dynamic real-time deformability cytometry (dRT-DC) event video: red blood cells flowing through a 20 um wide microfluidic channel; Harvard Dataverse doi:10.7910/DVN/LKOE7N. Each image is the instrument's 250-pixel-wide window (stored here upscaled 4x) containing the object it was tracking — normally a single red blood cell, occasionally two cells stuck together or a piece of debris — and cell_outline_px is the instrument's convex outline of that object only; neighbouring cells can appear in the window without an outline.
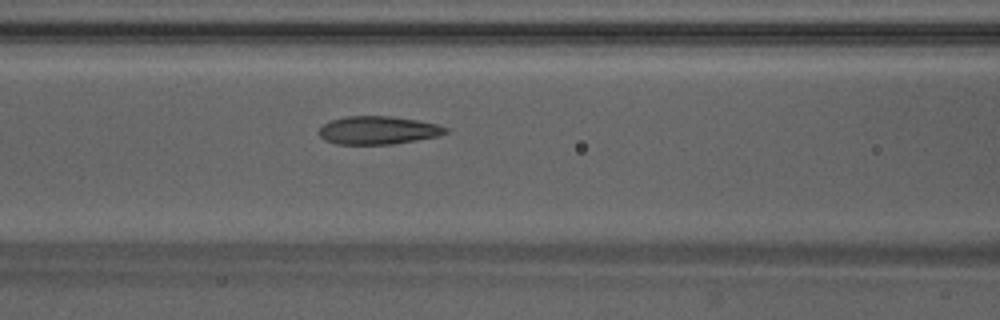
{"species": "Egyptian fruit bat (a non-hibernating species)", "species_latin": "Rousettus aegyptiacus", "temperature_condition": "warm", "stored_images_in_passage": 44, "camera_frame_rate_fps": 3000, "um_per_image_px": 0.085, "animal": {"sex": "male"}, "frame": {"image": 1, "passage_image": 16, "time_ms": 5.0, "image_size_px": [1000, 320], "cell_outline_px": [[448, 132], [436, 136], [416, 140], [392, 144], [336, 144], [324, 140], [320, 136], [320, 128], [328, 120], [344, 116], [392, 116], [416, 120], [436, 124], [448, 128]], "centroid_in_image_um": [32.1, 11.06], "position_along_channel_um": 134.5, "area_um2": 20.69}}
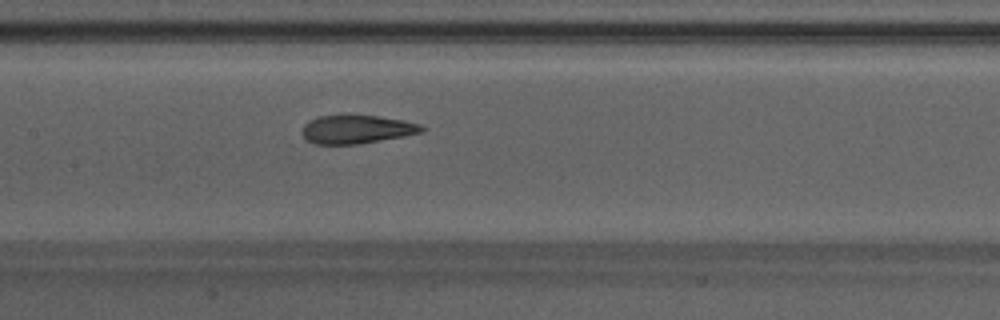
{"frame": {"image": 2, "passage_image": 19, "time_ms": 6.0, "image_size_px": [1000, 320], "cell_outline_px": [[428, 128], [424, 132], [404, 136], [356, 144], [316, 144], [308, 140], [304, 136], [304, 124], [308, 120], [320, 116], [344, 112], [380, 116], [404, 120], [420, 124]], "centroid_in_image_um": [30.36, 10.94], "position_along_channel_um": 177.0, "area_um2": 20.46}}
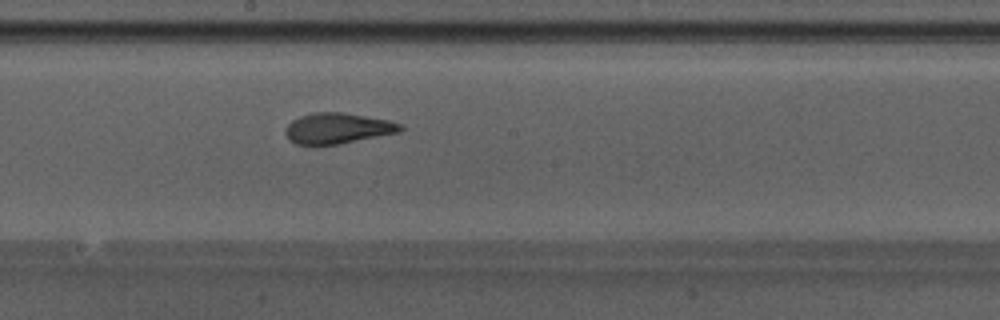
{"frame": {"image": 3, "passage_image": 22, "time_ms": 7.0, "image_size_px": [1000, 320], "cell_outline_px": [[404, 128], [400, 132], [340, 144], [316, 148], [296, 144], [288, 140], [284, 132], [288, 124], [292, 120], [300, 116], [312, 112], [344, 112], [388, 120], [400, 124]], "centroid_in_image_um": [28.63, 10.94], "position_along_channel_um": 219.6, "area_um2": 21.21}, "authors_computed_cell_mechanics": {"area_um2": 20.8369, "velocity_mm_per_s": 4.2574, "shape_relaxation_time_tau1_ms": 5.6787, "shape_relaxation_time_tau2_ms": 1.1664, "deformation_change_tau1": 0.2245, "deformation_change_tau2": 0.0958}}